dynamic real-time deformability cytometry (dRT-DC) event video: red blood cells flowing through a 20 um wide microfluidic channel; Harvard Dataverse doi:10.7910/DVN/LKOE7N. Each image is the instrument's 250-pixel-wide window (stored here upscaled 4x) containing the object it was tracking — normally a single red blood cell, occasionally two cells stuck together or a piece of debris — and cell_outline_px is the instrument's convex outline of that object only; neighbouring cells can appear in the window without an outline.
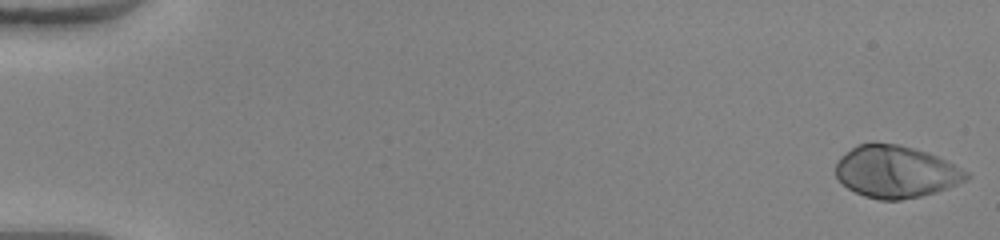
{"species": "human", "species_latin": "Homo sapiens", "temperature_condition": "warm", "stored_images_in_passage": 51, "camera_frame_rate_fps": 3000, "um_per_image_px": 0.085, "donor": {"sex": "female"}, "frame": {"image": 1, "passage_image": 1, "time_ms": 0.0, "image_size_px": [1000, 240], "cell_outline_px": [[972, 176], [968, 180], [948, 188], [936, 192], [920, 196], [900, 200], [880, 200], [864, 196], [848, 188], [836, 176], [836, 160], [840, 156], [856, 144], [900, 144], [928, 152], [968, 172]], "centroid_in_image_um": [76.15, 14.6], "position_along_channel_um": 8.8, "area_um2": 39.54}}
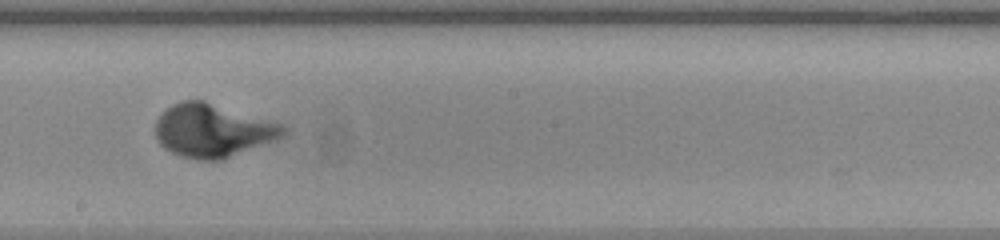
{"frame": {"image": 2, "passage_image": 30, "time_ms": 9.667, "image_size_px": [1000, 240], "cell_outline_px": [[288, 132], [284, 136], [276, 140], [220, 160], [196, 160], [180, 156], [164, 148], [156, 140], [156, 120], [172, 104], [184, 100], [204, 100], [284, 124], [288, 128]], "centroid_in_image_um": [18.12, 11.09], "position_along_channel_um": 230.1, "area_um2": 39.82}}
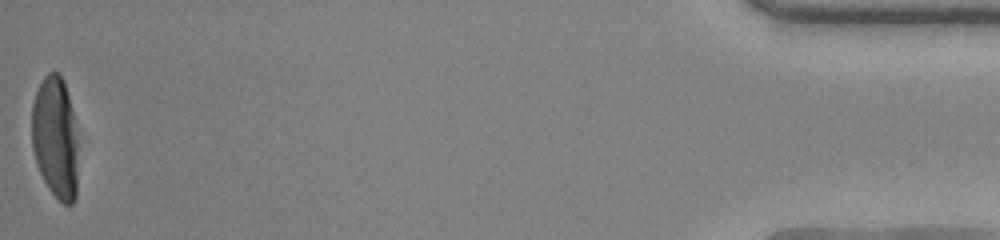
{"frame": {"image": 3, "passage_image": 51, "time_ms": 16.667, "image_size_px": [1000, 240], "cell_outline_px": [[84, 136], [76, 196], [72, 204], [64, 204], [48, 188], [36, 164], [32, 148], [32, 104], [36, 92], [44, 76], [48, 72], [60, 72], [64, 80]], "centroid_in_image_um": [4.84, 11.69], "position_along_channel_um": 430.4, "area_um2": 35.72}}